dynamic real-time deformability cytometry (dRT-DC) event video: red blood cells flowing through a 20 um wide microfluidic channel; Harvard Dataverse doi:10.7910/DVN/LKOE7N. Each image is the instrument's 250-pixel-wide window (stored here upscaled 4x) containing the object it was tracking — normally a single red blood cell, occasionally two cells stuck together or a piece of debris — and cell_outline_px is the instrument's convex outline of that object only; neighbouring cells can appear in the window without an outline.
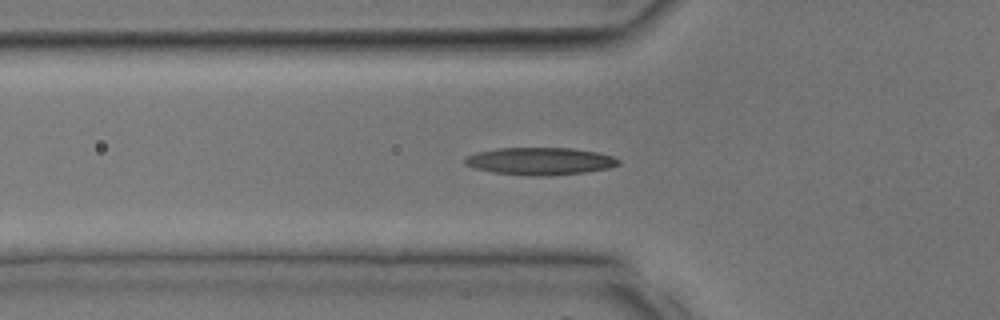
{"species": "common noctule bat (a hibernating species)", "species_latin": "Nyctalus noctula", "temperature_condition": "room temperature", "stored_images_in_passage": 14, "camera_frame_rate_fps": 3000, "um_per_image_px": 0.085, "animal": {"sex": "male", "body_mass_g": 17.9, "forearm_length_mm": 54.2}, "frame": {"image": 1, "passage_image": 12, "time_ms": 3.667, "image_size_px": [1000, 320], "cell_outline_px": [[620, 164], [608, 168], [584, 172], [540, 176], [536, 176], [492, 172], [472, 168], [464, 164], [464, 156], [476, 152], [496, 148], [572, 148], [596, 152], [612, 156], [620, 160]], "centroid_in_image_um": [45.84, 13.69], "position_along_channel_um": 80.0, "area_um2": 24.51}}